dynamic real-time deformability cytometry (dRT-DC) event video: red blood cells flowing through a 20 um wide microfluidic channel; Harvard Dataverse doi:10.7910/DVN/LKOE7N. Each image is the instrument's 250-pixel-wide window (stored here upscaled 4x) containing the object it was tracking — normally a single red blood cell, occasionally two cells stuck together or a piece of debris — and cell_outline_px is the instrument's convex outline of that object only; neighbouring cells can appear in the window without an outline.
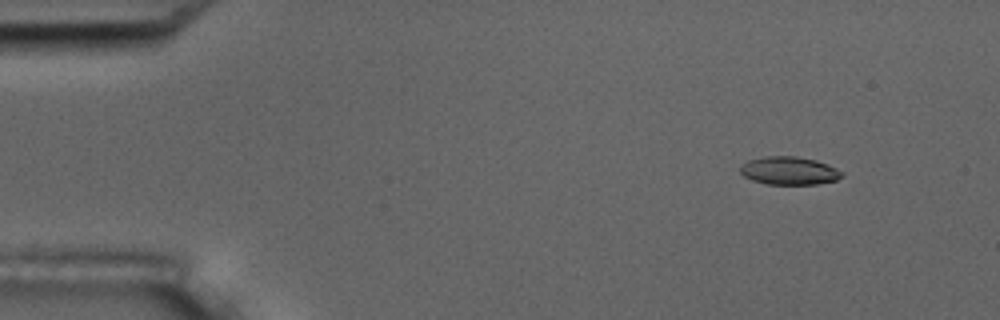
{"species": "common noctule bat (a hibernating species)", "species_latin": "Nyctalus noctula", "temperature_condition": "room temperature", "stored_images_in_passage": 5, "camera_frame_rate_fps": 3000, "um_per_image_px": 0.085, "animal": {"sex": "male", "body_mass_g": 17.5, "forearm_length_mm": 52.3}, "frame": {"image": 1, "passage_image": 1, "time_ms": 0.0, "image_size_px": [1000, 320], "cell_outline_px": [[844, 176], [836, 180], [816, 184], [768, 184], [752, 180], [744, 176], [740, 172], [740, 164], [748, 160], [764, 156], [796, 156], [816, 160], [828, 164], [844, 172]], "centroid_in_image_um": [67.08, 14.5], "position_along_channel_um": 17.9, "area_um2": 16.76}}
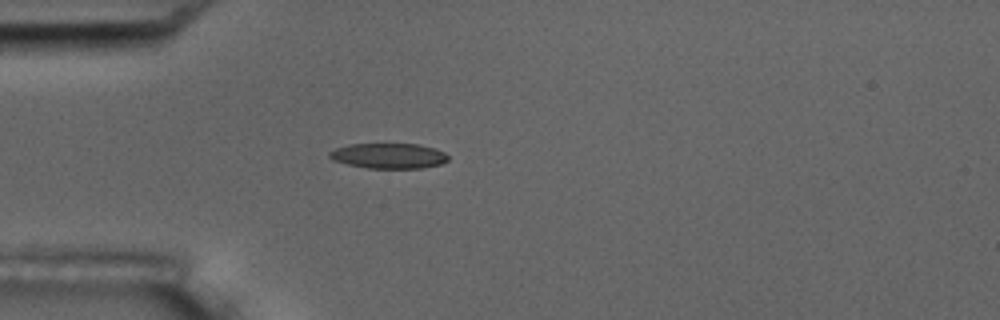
{"frame": {"image": 2, "passage_image": 4, "time_ms": 3.333, "image_size_px": [1000, 320], "cell_outline_px": [[448, 160], [440, 164], [420, 168], [368, 168], [348, 164], [332, 160], [328, 156], [328, 152], [336, 148], [348, 144], [420, 144], [436, 148], [444, 152], [448, 156]], "centroid_in_image_um": [33.03, 13.24], "position_along_channel_um": 52.0, "area_um2": 17.51}}